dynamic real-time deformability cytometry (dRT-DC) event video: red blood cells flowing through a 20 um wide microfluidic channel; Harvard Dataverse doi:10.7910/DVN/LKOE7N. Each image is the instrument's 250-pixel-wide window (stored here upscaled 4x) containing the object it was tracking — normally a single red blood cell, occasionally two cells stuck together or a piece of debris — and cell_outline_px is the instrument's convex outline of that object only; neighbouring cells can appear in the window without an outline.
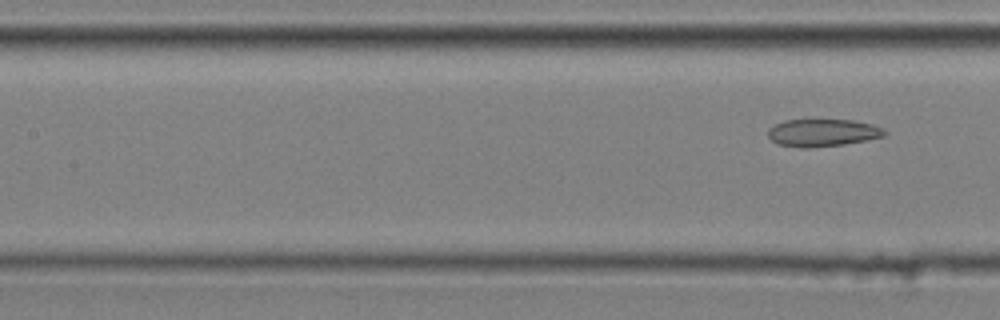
{"species": "common noctule bat (a hibernating species)", "species_latin": "Nyctalus noctula", "temperature_condition": "cold", "stored_images_in_passage": 8, "segment_of_instrument_passage": [2, 2], "camera_frame_rate_fps": 3000, "um_per_image_px": 0.085, "animal": {"sex": "male", "body_mass_g": 20.4}, "frame": {"image": 1, "passage_image": 8, "time_ms": 2.333, "image_size_px": [1000, 320], "cell_outline_px": [[888, 132], [884, 136], [868, 140], [844, 144], [808, 148], [800, 148], [776, 144], [768, 136], [768, 128], [784, 120], [852, 120], [872, 124], [884, 128]], "centroid_in_image_um": [69.93, 11.29], "position_along_channel_um": 137.5, "area_um2": 18.79}}